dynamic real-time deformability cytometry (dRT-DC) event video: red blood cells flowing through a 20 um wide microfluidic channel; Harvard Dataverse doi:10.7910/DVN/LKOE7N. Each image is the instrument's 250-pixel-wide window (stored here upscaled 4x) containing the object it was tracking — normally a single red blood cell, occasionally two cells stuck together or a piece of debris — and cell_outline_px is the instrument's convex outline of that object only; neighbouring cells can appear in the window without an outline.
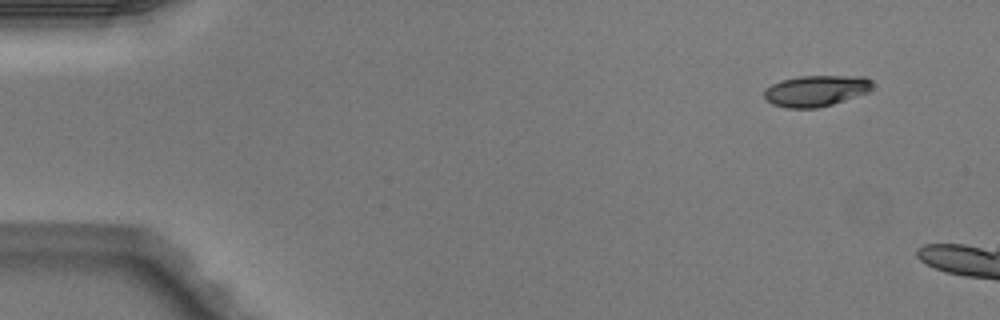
{"species": "Egyptian fruit bat (a non-hibernating species)", "species_latin": "Rousettus aegyptiacus", "temperature_condition": "warm", "stored_images_in_passage": 3, "camera_frame_rate_fps": 3000, "um_per_image_px": 0.085, "animal": {"sex": "male"}, "frame": {"image": 1, "passage_image": 1, "time_ms": 0.0, "image_size_px": [1000, 320], "cell_outline_px": [[872, 92], [832, 104], [816, 108], [788, 108], [772, 104], [764, 96], [764, 88], [772, 84], [784, 80], [800, 76], [864, 76], [872, 80]], "centroid_in_image_um": [69.41, 7.72], "position_along_channel_um": 15.6, "area_um2": 19.71}}